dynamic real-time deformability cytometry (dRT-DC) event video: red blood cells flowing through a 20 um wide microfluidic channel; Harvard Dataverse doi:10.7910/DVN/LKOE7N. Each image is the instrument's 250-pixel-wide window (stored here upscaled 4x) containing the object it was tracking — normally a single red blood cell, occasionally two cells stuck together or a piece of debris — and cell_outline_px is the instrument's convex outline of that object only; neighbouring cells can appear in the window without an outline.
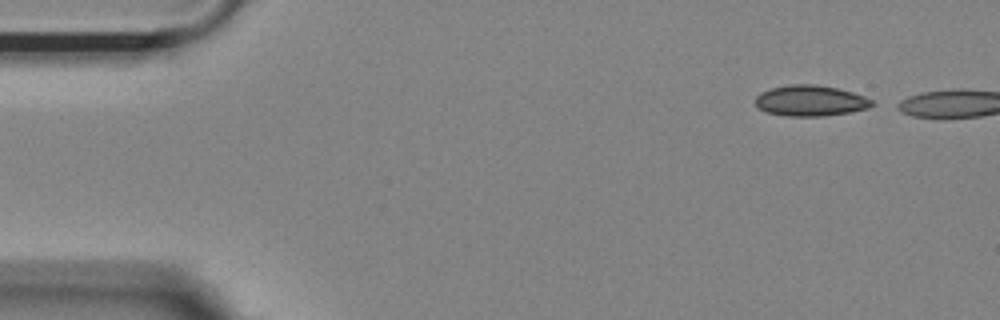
{"species": "Egyptian fruit bat (a non-hibernating species)", "species_latin": "Rousettus aegyptiacus", "temperature_condition": "room temperature", "stored_images_in_passage": 41, "camera_frame_rate_fps": 3000, "um_per_image_px": 0.085, "animal": {"sex": "female"}, "frame": {"image": 1, "passage_image": 1, "time_ms": 0.0, "image_size_px": [1000, 320], "cell_outline_px": [[876, 104], [868, 108], [848, 112], [824, 116], [784, 116], [764, 112], [756, 104], [756, 96], [760, 92], [772, 88], [788, 84], [816, 84], [840, 88], [864, 96], [872, 100]], "centroid_in_image_um": [68.89, 8.55], "position_along_channel_um": 16.1, "area_um2": 21.1}}
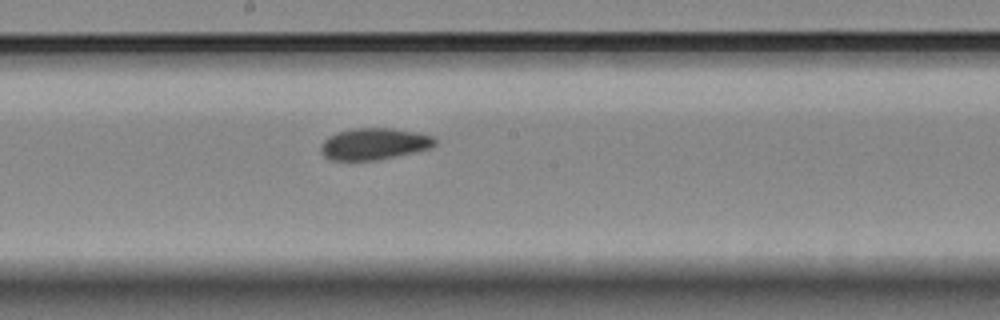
{"frame": {"image": 2, "passage_image": 25, "time_ms": 8.0, "image_size_px": [1000, 320], "cell_outline_px": [[436, 144], [432, 148], [416, 152], [376, 160], [328, 160], [320, 152], [320, 144], [328, 136], [336, 132], [356, 128], [392, 128], [416, 132], [432, 136], [436, 140]], "centroid_in_image_um": [31.78, 12.23], "position_along_channel_um": 216.4, "area_um2": 21.21}}
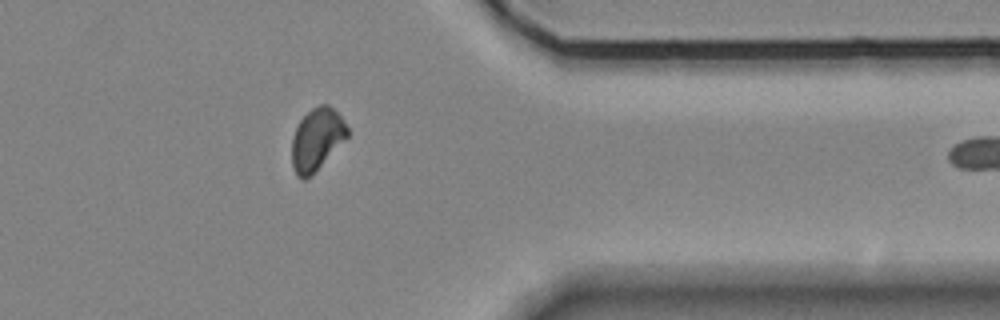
{"frame": {"image": 3, "passage_image": 40, "time_ms": 13.0, "image_size_px": [1000, 320], "cell_outline_px": [[348, 136], [312, 176], [304, 180], [300, 180], [296, 176], [292, 168], [292, 136], [300, 120], [312, 108], [320, 104], [328, 104], [344, 120], [348, 128]], "centroid_in_image_um": [26.91, 11.88], "position_along_channel_um": 384.5, "area_um2": 20.23}}